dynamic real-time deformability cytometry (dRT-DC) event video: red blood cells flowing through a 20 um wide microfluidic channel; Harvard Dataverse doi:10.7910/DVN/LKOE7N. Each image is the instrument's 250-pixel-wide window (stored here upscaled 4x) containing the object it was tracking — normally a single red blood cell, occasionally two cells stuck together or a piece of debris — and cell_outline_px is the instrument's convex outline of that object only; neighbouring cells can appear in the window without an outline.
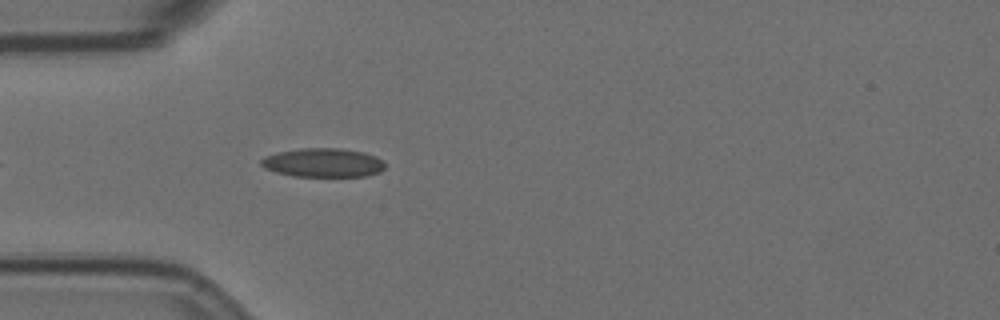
{"species": "Egyptian fruit bat (a non-hibernating species)", "species_latin": "Rousettus aegyptiacus", "temperature_condition": "room temperature", "stored_images_in_passage": 28, "camera_frame_rate_fps": 3000, "um_per_image_px": 0.085, "animal": {"sex": "female"}, "frame": {"image": 1, "passage_image": 3, "time_ms": 0.667, "image_size_px": [1000, 320], "cell_outline_px": [[384, 168], [380, 172], [368, 176], [292, 176], [276, 172], [264, 168], [260, 164], [260, 160], [264, 156], [280, 152], [300, 148], [340, 148], [364, 152], [376, 156], [384, 160]], "centroid_in_image_um": [27.48, 13.83], "position_along_channel_um": 57.5, "area_um2": 20.98}}
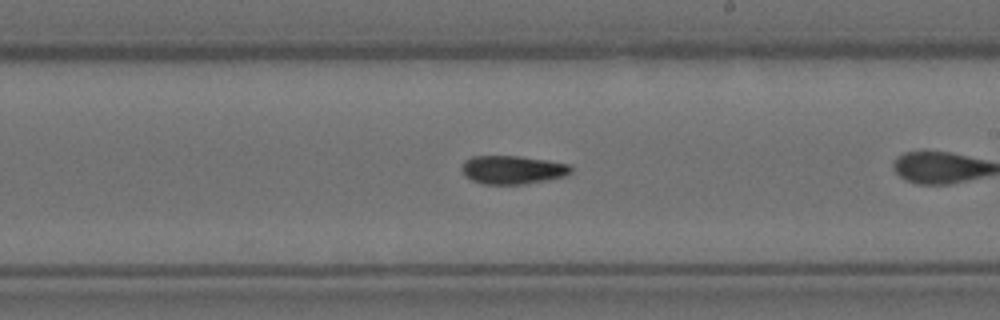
{"frame": {"image": 2, "passage_image": 16, "time_ms": 5.0, "image_size_px": [1000, 320], "cell_outline_px": [[572, 172], [564, 176], [548, 180], [524, 184], [484, 184], [472, 180], [464, 176], [460, 168], [464, 160], [472, 156], [520, 156], [548, 160], [572, 164]], "centroid_in_image_um": [43.57, 14.42], "position_along_channel_um": 245.4, "area_um2": 18.38}}
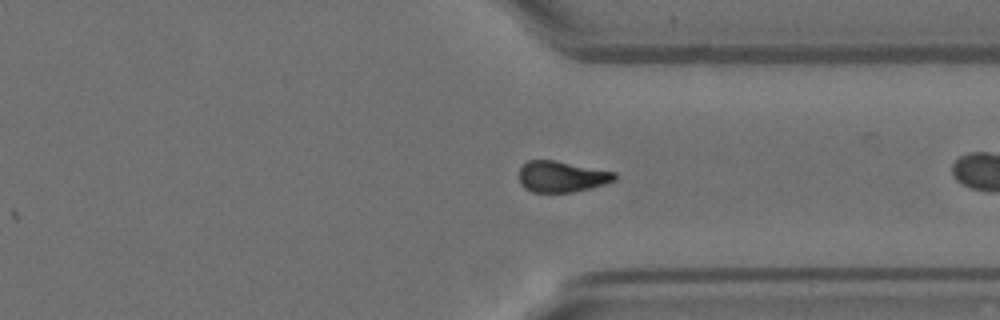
{"frame": {"image": 3, "passage_image": 26, "time_ms": 8.333, "image_size_px": [1000, 320], "cell_outline_px": [[616, 180], [604, 184], [572, 192], [532, 192], [524, 188], [520, 184], [520, 168], [528, 160], [556, 160], [616, 172]], "centroid_in_image_um": [47.74, 15.0], "position_along_channel_um": 363.7, "area_um2": 17.28}}